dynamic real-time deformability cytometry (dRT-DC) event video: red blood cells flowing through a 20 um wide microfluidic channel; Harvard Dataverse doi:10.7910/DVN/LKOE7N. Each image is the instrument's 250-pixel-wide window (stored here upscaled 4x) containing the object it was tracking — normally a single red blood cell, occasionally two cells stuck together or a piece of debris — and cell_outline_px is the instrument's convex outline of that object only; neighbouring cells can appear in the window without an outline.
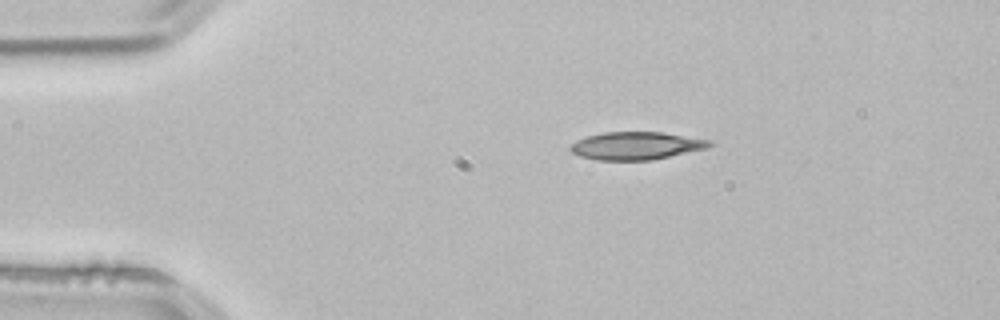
{"species": "common noctule bat (a hibernating species)", "species_latin": "Nyctalus noctula", "temperature_condition": "room temperature", "stored_images_in_passage": 44, "camera_frame_rate_fps": 3000, "um_per_image_px": 0.085, "animal": {"sex": "male", "body_mass_g": 21.5, "forearm_length_mm": 52.0}, "frame": {"image": 1, "passage_image": 1, "time_ms": 0.0, "image_size_px": [1000, 320], "cell_outline_px": [[716, 144], [708, 148], [652, 160], [596, 160], [580, 156], [572, 152], [568, 148], [576, 140], [588, 136], [604, 132], [660, 132], [712, 140]], "centroid_in_image_um": [54.11, 12.39], "position_along_channel_um": 30.9, "area_um2": 22.6}}
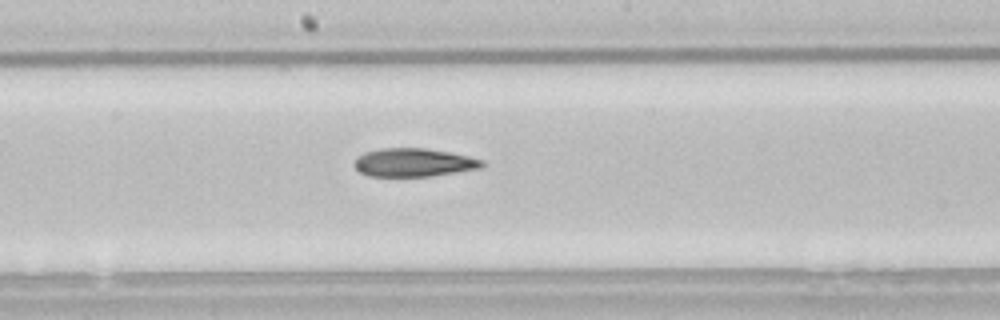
{"frame": {"image": 2, "passage_image": 19, "time_ms": 6.0, "image_size_px": [1000, 320], "cell_outline_px": [[484, 164], [480, 168], [428, 176], [368, 176], [360, 172], [352, 164], [364, 152], [380, 148], [428, 148], [468, 156], [484, 160]], "centroid_in_image_um": [35.14, 13.8], "position_along_channel_um": 213.1, "area_um2": 20.92}}
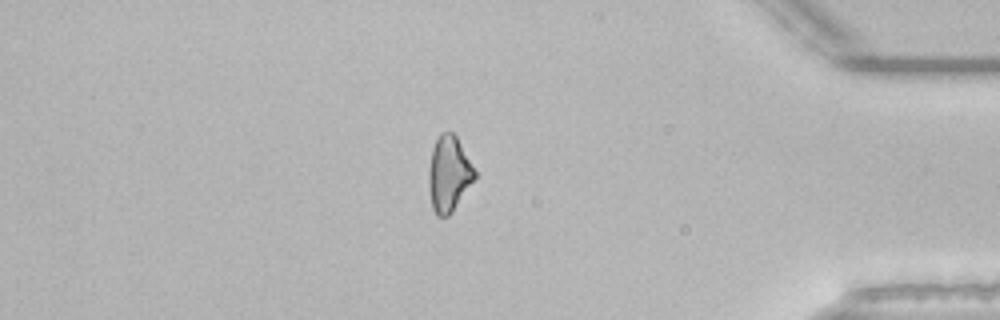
{"frame": {"image": 3, "passage_image": 36, "time_ms": 11.667, "image_size_px": [1000, 320], "cell_outline_px": [[476, 176], [452, 212], [448, 216], [436, 216], [432, 208], [428, 188], [428, 172], [432, 148], [440, 132], [452, 132], [456, 136], [476, 172]], "centroid_in_image_um": [38.12, 14.79], "position_along_channel_um": 397.1, "area_um2": 20.11}}